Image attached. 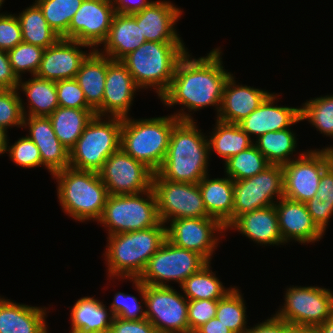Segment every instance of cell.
Listing matches in <instances>:
<instances>
[{"label": "cell", "mask_w": 333, "mask_h": 333, "mask_svg": "<svg viewBox=\"0 0 333 333\" xmlns=\"http://www.w3.org/2000/svg\"><path fill=\"white\" fill-rule=\"evenodd\" d=\"M282 197V165L271 164L253 177L234 181L233 221L242 214L275 205Z\"/></svg>", "instance_id": "14"}, {"label": "cell", "mask_w": 333, "mask_h": 333, "mask_svg": "<svg viewBox=\"0 0 333 333\" xmlns=\"http://www.w3.org/2000/svg\"><path fill=\"white\" fill-rule=\"evenodd\" d=\"M114 11L118 14H133L146 8L152 1L148 0H112Z\"/></svg>", "instance_id": "52"}, {"label": "cell", "mask_w": 333, "mask_h": 333, "mask_svg": "<svg viewBox=\"0 0 333 333\" xmlns=\"http://www.w3.org/2000/svg\"><path fill=\"white\" fill-rule=\"evenodd\" d=\"M322 149H328L330 151V154H331V157H332V162H333V147L330 146V147H325V148H322Z\"/></svg>", "instance_id": "59"}, {"label": "cell", "mask_w": 333, "mask_h": 333, "mask_svg": "<svg viewBox=\"0 0 333 333\" xmlns=\"http://www.w3.org/2000/svg\"><path fill=\"white\" fill-rule=\"evenodd\" d=\"M144 42L146 39L136 19L131 14L115 13L108 36L103 42L104 50L98 52L113 61H120Z\"/></svg>", "instance_id": "27"}, {"label": "cell", "mask_w": 333, "mask_h": 333, "mask_svg": "<svg viewBox=\"0 0 333 333\" xmlns=\"http://www.w3.org/2000/svg\"><path fill=\"white\" fill-rule=\"evenodd\" d=\"M283 333H317L316 328L288 324L283 321Z\"/></svg>", "instance_id": "55"}, {"label": "cell", "mask_w": 333, "mask_h": 333, "mask_svg": "<svg viewBox=\"0 0 333 333\" xmlns=\"http://www.w3.org/2000/svg\"><path fill=\"white\" fill-rule=\"evenodd\" d=\"M317 333H333V313L332 316L326 320L324 323L319 325L317 328Z\"/></svg>", "instance_id": "57"}, {"label": "cell", "mask_w": 333, "mask_h": 333, "mask_svg": "<svg viewBox=\"0 0 333 333\" xmlns=\"http://www.w3.org/2000/svg\"><path fill=\"white\" fill-rule=\"evenodd\" d=\"M16 16L21 25L23 42L46 49L60 38L49 26L36 2Z\"/></svg>", "instance_id": "34"}, {"label": "cell", "mask_w": 333, "mask_h": 333, "mask_svg": "<svg viewBox=\"0 0 333 333\" xmlns=\"http://www.w3.org/2000/svg\"><path fill=\"white\" fill-rule=\"evenodd\" d=\"M195 120H179L173 127L169 146L157 173L171 182L198 183L208 172V137Z\"/></svg>", "instance_id": "2"}, {"label": "cell", "mask_w": 333, "mask_h": 333, "mask_svg": "<svg viewBox=\"0 0 333 333\" xmlns=\"http://www.w3.org/2000/svg\"><path fill=\"white\" fill-rule=\"evenodd\" d=\"M94 115L93 109L59 106L48 117L56 137L70 151Z\"/></svg>", "instance_id": "32"}, {"label": "cell", "mask_w": 333, "mask_h": 333, "mask_svg": "<svg viewBox=\"0 0 333 333\" xmlns=\"http://www.w3.org/2000/svg\"><path fill=\"white\" fill-rule=\"evenodd\" d=\"M136 90L139 88L128 69L120 61H113L107 56L102 117H128Z\"/></svg>", "instance_id": "20"}, {"label": "cell", "mask_w": 333, "mask_h": 333, "mask_svg": "<svg viewBox=\"0 0 333 333\" xmlns=\"http://www.w3.org/2000/svg\"><path fill=\"white\" fill-rule=\"evenodd\" d=\"M94 115L69 151L70 167L99 172L105 161L120 149L122 118Z\"/></svg>", "instance_id": "7"}, {"label": "cell", "mask_w": 333, "mask_h": 333, "mask_svg": "<svg viewBox=\"0 0 333 333\" xmlns=\"http://www.w3.org/2000/svg\"><path fill=\"white\" fill-rule=\"evenodd\" d=\"M80 47L90 46L60 37L52 46L44 49L36 76L55 82L75 78L82 62L91 53L80 50Z\"/></svg>", "instance_id": "18"}, {"label": "cell", "mask_w": 333, "mask_h": 333, "mask_svg": "<svg viewBox=\"0 0 333 333\" xmlns=\"http://www.w3.org/2000/svg\"><path fill=\"white\" fill-rule=\"evenodd\" d=\"M19 79L14 74L7 51L0 50V89L18 88Z\"/></svg>", "instance_id": "50"}, {"label": "cell", "mask_w": 333, "mask_h": 333, "mask_svg": "<svg viewBox=\"0 0 333 333\" xmlns=\"http://www.w3.org/2000/svg\"><path fill=\"white\" fill-rule=\"evenodd\" d=\"M224 164L225 176L230 177L233 181L253 177L271 165L254 144L228 158Z\"/></svg>", "instance_id": "37"}, {"label": "cell", "mask_w": 333, "mask_h": 333, "mask_svg": "<svg viewBox=\"0 0 333 333\" xmlns=\"http://www.w3.org/2000/svg\"><path fill=\"white\" fill-rule=\"evenodd\" d=\"M184 109L166 117L122 118L120 148L156 173L164 162L174 125L179 120H193Z\"/></svg>", "instance_id": "3"}, {"label": "cell", "mask_w": 333, "mask_h": 333, "mask_svg": "<svg viewBox=\"0 0 333 333\" xmlns=\"http://www.w3.org/2000/svg\"><path fill=\"white\" fill-rule=\"evenodd\" d=\"M173 333H199L197 330H185V331H180V332H173Z\"/></svg>", "instance_id": "58"}, {"label": "cell", "mask_w": 333, "mask_h": 333, "mask_svg": "<svg viewBox=\"0 0 333 333\" xmlns=\"http://www.w3.org/2000/svg\"><path fill=\"white\" fill-rule=\"evenodd\" d=\"M305 204L314 224L324 234L329 219L333 215V205H327L326 202L320 200L317 196L309 199Z\"/></svg>", "instance_id": "48"}, {"label": "cell", "mask_w": 333, "mask_h": 333, "mask_svg": "<svg viewBox=\"0 0 333 333\" xmlns=\"http://www.w3.org/2000/svg\"><path fill=\"white\" fill-rule=\"evenodd\" d=\"M166 227L160 221L148 229L108 235V246L103 254L108 277L139 278L148 260L167 239Z\"/></svg>", "instance_id": "4"}, {"label": "cell", "mask_w": 333, "mask_h": 333, "mask_svg": "<svg viewBox=\"0 0 333 333\" xmlns=\"http://www.w3.org/2000/svg\"><path fill=\"white\" fill-rule=\"evenodd\" d=\"M17 89L23 91L28 99V111L25 110L22 103L24 116L48 117L59 107L55 81L33 75V78L31 77V79L25 82H22L21 78Z\"/></svg>", "instance_id": "31"}, {"label": "cell", "mask_w": 333, "mask_h": 333, "mask_svg": "<svg viewBox=\"0 0 333 333\" xmlns=\"http://www.w3.org/2000/svg\"><path fill=\"white\" fill-rule=\"evenodd\" d=\"M274 206L284 244L290 240L300 244L314 243L325 235L314 224L305 203L282 197Z\"/></svg>", "instance_id": "21"}, {"label": "cell", "mask_w": 333, "mask_h": 333, "mask_svg": "<svg viewBox=\"0 0 333 333\" xmlns=\"http://www.w3.org/2000/svg\"><path fill=\"white\" fill-rule=\"evenodd\" d=\"M207 263L198 253L179 248L166 239L148 260L138 280L151 286H167L168 281H176L180 286Z\"/></svg>", "instance_id": "11"}, {"label": "cell", "mask_w": 333, "mask_h": 333, "mask_svg": "<svg viewBox=\"0 0 333 333\" xmlns=\"http://www.w3.org/2000/svg\"><path fill=\"white\" fill-rule=\"evenodd\" d=\"M246 333H283V320L274 315L254 327L249 328Z\"/></svg>", "instance_id": "53"}, {"label": "cell", "mask_w": 333, "mask_h": 333, "mask_svg": "<svg viewBox=\"0 0 333 333\" xmlns=\"http://www.w3.org/2000/svg\"><path fill=\"white\" fill-rule=\"evenodd\" d=\"M215 128L208 139L209 153L215 151L224 162L254 144L238 124L216 119Z\"/></svg>", "instance_id": "33"}, {"label": "cell", "mask_w": 333, "mask_h": 333, "mask_svg": "<svg viewBox=\"0 0 333 333\" xmlns=\"http://www.w3.org/2000/svg\"><path fill=\"white\" fill-rule=\"evenodd\" d=\"M84 0H35L49 26L62 37Z\"/></svg>", "instance_id": "39"}, {"label": "cell", "mask_w": 333, "mask_h": 333, "mask_svg": "<svg viewBox=\"0 0 333 333\" xmlns=\"http://www.w3.org/2000/svg\"><path fill=\"white\" fill-rule=\"evenodd\" d=\"M187 53L184 43L146 41L120 62L140 89L152 88L161 98L169 89L179 60Z\"/></svg>", "instance_id": "5"}, {"label": "cell", "mask_w": 333, "mask_h": 333, "mask_svg": "<svg viewBox=\"0 0 333 333\" xmlns=\"http://www.w3.org/2000/svg\"><path fill=\"white\" fill-rule=\"evenodd\" d=\"M234 78L231 74L225 83L217 119L238 124L257 109L271 93L247 85H237Z\"/></svg>", "instance_id": "24"}, {"label": "cell", "mask_w": 333, "mask_h": 333, "mask_svg": "<svg viewBox=\"0 0 333 333\" xmlns=\"http://www.w3.org/2000/svg\"><path fill=\"white\" fill-rule=\"evenodd\" d=\"M43 52L44 48L23 41L7 51L12 70L19 80L26 71H29L31 76L36 75Z\"/></svg>", "instance_id": "41"}, {"label": "cell", "mask_w": 333, "mask_h": 333, "mask_svg": "<svg viewBox=\"0 0 333 333\" xmlns=\"http://www.w3.org/2000/svg\"><path fill=\"white\" fill-rule=\"evenodd\" d=\"M218 300H188V323L190 330H197L216 317Z\"/></svg>", "instance_id": "46"}, {"label": "cell", "mask_w": 333, "mask_h": 333, "mask_svg": "<svg viewBox=\"0 0 333 333\" xmlns=\"http://www.w3.org/2000/svg\"><path fill=\"white\" fill-rule=\"evenodd\" d=\"M188 53L179 60L171 85L160 100L168 107L184 105L188 112L215 106L218 114L223 89L231 75L222 65V52L215 48L198 59L190 58Z\"/></svg>", "instance_id": "1"}, {"label": "cell", "mask_w": 333, "mask_h": 333, "mask_svg": "<svg viewBox=\"0 0 333 333\" xmlns=\"http://www.w3.org/2000/svg\"><path fill=\"white\" fill-rule=\"evenodd\" d=\"M137 21L146 41L183 43L175 29L182 11L169 1H152L143 10L131 14Z\"/></svg>", "instance_id": "19"}, {"label": "cell", "mask_w": 333, "mask_h": 333, "mask_svg": "<svg viewBox=\"0 0 333 333\" xmlns=\"http://www.w3.org/2000/svg\"><path fill=\"white\" fill-rule=\"evenodd\" d=\"M295 135L291 128L268 132L256 138L254 145L270 164L283 166L293 160L291 156L297 147Z\"/></svg>", "instance_id": "36"}, {"label": "cell", "mask_w": 333, "mask_h": 333, "mask_svg": "<svg viewBox=\"0 0 333 333\" xmlns=\"http://www.w3.org/2000/svg\"><path fill=\"white\" fill-rule=\"evenodd\" d=\"M114 14L112 0H84L61 38L73 39L98 50L108 36Z\"/></svg>", "instance_id": "17"}, {"label": "cell", "mask_w": 333, "mask_h": 333, "mask_svg": "<svg viewBox=\"0 0 333 333\" xmlns=\"http://www.w3.org/2000/svg\"><path fill=\"white\" fill-rule=\"evenodd\" d=\"M4 0H0V8L2 7Z\"/></svg>", "instance_id": "60"}, {"label": "cell", "mask_w": 333, "mask_h": 333, "mask_svg": "<svg viewBox=\"0 0 333 333\" xmlns=\"http://www.w3.org/2000/svg\"><path fill=\"white\" fill-rule=\"evenodd\" d=\"M17 91V88L0 89V126L6 130L12 126L23 127V101Z\"/></svg>", "instance_id": "42"}, {"label": "cell", "mask_w": 333, "mask_h": 333, "mask_svg": "<svg viewBox=\"0 0 333 333\" xmlns=\"http://www.w3.org/2000/svg\"><path fill=\"white\" fill-rule=\"evenodd\" d=\"M62 210L77 221H98L109 196L99 173L67 167L52 174Z\"/></svg>", "instance_id": "6"}, {"label": "cell", "mask_w": 333, "mask_h": 333, "mask_svg": "<svg viewBox=\"0 0 333 333\" xmlns=\"http://www.w3.org/2000/svg\"><path fill=\"white\" fill-rule=\"evenodd\" d=\"M307 151L282 166L283 197L302 203L316 195L323 172L333 163L328 149Z\"/></svg>", "instance_id": "13"}, {"label": "cell", "mask_w": 333, "mask_h": 333, "mask_svg": "<svg viewBox=\"0 0 333 333\" xmlns=\"http://www.w3.org/2000/svg\"><path fill=\"white\" fill-rule=\"evenodd\" d=\"M135 285L146 307V319L156 328L158 333H173L189 330L188 299L167 286H151L128 278Z\"/></svg>", "instance_id": "9"}, {"label": "cell", "mask_w": 333, "mask_h": 333, "mask_svg": "<svg viewBox=\"0 0 333 333\" xmlns=\"http://www.w3.org/2000/svg\"><path fill=\"white\" fill-rule=\"evenodd\" d=\"M108 310L93 297L78 299L71 308V333H109L114 316Z\"/></svg>", "instance_id": "30"}, {"label": "cell", "mask_w": 333, "mask_h": 333, "mask_svg": "<svg viewBox=\"0 0 333 333\" xmlns=\"http://www.w3.org/2000/svg\"><path fill=\"white\" fill-rule=\"evenodd\" d=\"M152 189L163 224L181 218L209 217L198 183L171 182L156 172L153 174Z\"/></svg>", "instance_id": "12"}, {"label": "cell", "mask_w": 333, "mask_h": 333, "mask_svg": "<svg viewBox=\"0 0 333 333\" xmlns=\"http://www.w3.org/2000/svg\"><path fill=\"white\" fill-rule=\"evenodd\" d=\"M16 14L0 13V50L8 51L22 42V32Z\"/></svg>", "instance_id": "47"}, {"label": "cell", "mask_w": 333, "mask_h": 333, "mask_svg": "<svg viewBox=\"0 0 333 333\" xmlns=\"http://www.w3.org/2000/svg\"><path fill=\"white\" fill-rule=\"evenodd\" d=\"M244 298L237 287H233L218 300L216 318L233 333H246L248 328Z\"/></svg>", "instance_id": "38"}, {"label": "cell", "mask_w": 333, "mask_h": 333, "mask_svg": "<svg viewBox=\"0 0 333 333\" xmlns=\"http://www.w3.org/2000/svg\"><path fill=\"white\" fill-rule=\"evenodd\" d=\"M97 222L107 227L109 235L156 226L160 219L153 189L139 194L109 195Z\"/></svg>", "instance_id": "8"}, {"label": "cell", "mask_w": 333, "mask_h": 333, "mask_svg": "<svg viewBox=\"0 0 333 333\" xmlns=\"http://www.w3.org/2000/svg\"><path fill=\"white\" fill-rule=\"evenodd\" d=\"M279 95L271 93L263 103L248 117L238 123L240 128L251 138H258L265 133L280 131L302 121L300 108L274 105Z\"/></svg>", "instance_id": "23"}, {"label": "cell", "mask_w": 333, "mask_h": 333, "mask_svg": "<svg viewBox=\"0 0 333 333\" xmlns=\"http://www.w3.org/2000/svg\"><path fill=\"white\" fill-rule=\"evenodd\" d=\"M229 228L241 232L243 236L260 245H284L274 205L238 216L227 227Z\"/></svg>", "instance_id": "25"}, {"label": "cell", "mask_w": 333, "mask_h": 333, "mask_svg": "<svg viewBox=\"0 0 333 333\" xmlns=\"http://www.w3.org/2000/svg\"><path fill=\"white\" fill-rule=\"evenodd\" d=\"M139 302L133 295L117 292L111 306L108 308L114 317L125 320L146 319V310L143 309L142 304Z\"/></svg>", "instance_id": "44"}, {"label": "cell", "mask_w": 333, "mask_h": 333, "mask_svg": "<svg viewBox=\"0 0 333 333\" xmlns=\"http://www.w3.org/2000/svg\"><path fill=\"white\" fill-rule=\"evenodd\" d=\"M210 264L208 262L179 286L188 300H220L232 290V287L226 289L223 286L216 273L210 269Z\"/></svg>", "instance_id": "35"}, {"label": "cell", "mask_w": 333, "mask_h": 333, "mask_svg": "<svg viewBox=\"0 0 333 333\" xmlns=\"http://www.w3.org/2000/svg\"><path fill=\"white\" fill-rule=\"evenodd\" d=\"M169 222L170 225L166 227L167 240L179 248L198 253L207 262H211L212 254L219 243L216 233L222 234L227 230L211 217L181 218Z\"/></svg>", "instance_id": "16"}, {"label": "cell", "mask_w": 333, "mask_h": 333, "mask_svg": "<svg viewBox=\"0 0 333 333\" xmlns=\"http://www.w3.org/2000/svg\"><path fill=\"white\" fill-rule=\"evenodd\" d=\"M315 196L333 205V163L323 172Z\"/></svg>", "instance_id": "51"}, {"label": "cell", "mask_w": 333, "mask_h": 333, "mask_svg": "<svg viewBox=\"0 0 333 333\" xmlns=\"http://www.w3.org/2000/svg\"><path fill=\"white\" fill-rule=\"evenodd\" d=\"M284 300L274 316L288 324L317 328L333 313V292L324 287H289Z\"/></svg>", "instance_id": "10"}, {"label": "cell", "mask_w": 333, "mask_h": 333, "mask_svg": "<svg viewBox=\"0 0 333 333\" xmlns=\"http://www.w3.org/2000/svg\"><path fill=\"white\" fill-rule=\"evenodd\" d=\"M209 217L226 229L233 222L234 181L230 177L209 179L207 174L198 182Z\"/></svg>", "instance_id": "28"}, {"label": "cell", "mask_w": 333, "mask_h": 333, "mask_svg": "<svg viewBox=\"0 0 333 333\" xmlns=\"http://www.w3.org/2000/svg\"><path fill=\"white\" fill-rule=\"evenodd\" d=\"M27 126V136L39 149L42 165L51 175L70 167L69 150L56 137L49 117L24 116L23 127Z\"/></svg>", "instance_id": "22"}, {"label": "cell", "mask_w": 333, "mask_h": 333, "mask_svg": "<svg viewBox=\"0 0 333 333\" xmlns=\"http://www.w3.org/2000/svg\"><path fill=\"white\" fill-rule=\"evenodd\" d=\"M7 130L0 126V155L6 153L7 146H8V137H7Z\"/></svg>", "instance_id": "56"}, {"label": "cell", "mask_w": 333, "mask_h": 333, "mask_svg": "<svg viewBox=\"0 0 333 333\" xmlns=\"http://www.w3.org/2000/svg\"><path fill=\"white\" fill-rule=\"evenodd\" d=\"M98 173L109 195L139 194L152 188L154 172L121 148L111 154Z\"/></svg>", "instance_id": "15"}, {"label": "cell", "mask_w": 333, "mask_h": 333, "mask_svg": "<svg viewBox=\"0 0 333 333\" xmlns=\"http://www.w3.org/2000/svg\"><path fill=\"white\" fill-rule=\"evenodd\" d=\"M56 90L60 107L92 109L75 78L56 81Z\"/></svg>", "instance_id": "45"}, {"label": "cell", "mask_w": 333, "mask_h": 333, "mask_svg": "<svg viewBox=\"0 0 333 333\" xmlns=\"http://www.w3.org/2000/svg\"><path fill=\"white\" fill-rule=\"evenodd\" d=\"M10 159L23 168H35L42 166L39 149L28 137L19 138L12 146H7Z\"/></svg>", "instance_id": "43"}, {"label": "cell", "mask_w": 333, "mask_h": 333, "mask_svg": "<svg viewBox=\"0 0 333 333\" xmlns=\"http://www.w3.org/2000/svg\"><path fill=\"white\" fill-rule=\"evenodd\" d=\"M199 333H233L228 327L223 325L216 317L210 319L197 329Z\"/></svg>", "instance_id": "54"}, {"label": "cell", "mask_w": 333, "mask_h": 333, "mask_svg": "<svg viewBox=\"0 0 333 333\" xmlns=\"http://www.w3.org/2000/svg\"><path fill=\"white\" fill-rule=\"evenodd\" d=\"M301 120H307L317 131L333 138V95L313 98L300 107Z\"/></svg>", "instance_id": "40"}, {"label": "cell", "mask_w": 333, "mask_h": 333, "mask_svg": "<svg viewBox=\"0 0 333 333\" xmlns=\"http://www.w3.org/2000/svg\"><path fill=\"white\" fill-rule=\"evenodd\" d=\"M106 73L107 56L102 55L98 50L91 49V53L82 62L75 77L84 93L87 104L98 116H102Z\"/></svg>", "instance_id": "29"}, {"label": "cell", "mask_w": 333, "mask_h": 333, "mask_svg": "<svg viewBox=\"0 0 333 333\" xmlns=\"http://www.w3.org/2000/svg\"><path fill=\"white\" fill-rule=\"evenodd\" d=\"M46 309L14 303L0 296V333H48Z\"/></svg>", "instance_id": "26"}, {"label": "cell", "mask_w": 333, "mask_h": 333, "mask_svg": "<svg viewBox=\"0 0 333 333\" xmlns=\"http://www.w3.org/2000/svg\"><path fill=\"white\" fill-rule=\"evenodd\" d=\"M109 333H158L153 324L147 320H125L114 317Z\"/></svg>", "instance_id": "49"}]
</instances>
